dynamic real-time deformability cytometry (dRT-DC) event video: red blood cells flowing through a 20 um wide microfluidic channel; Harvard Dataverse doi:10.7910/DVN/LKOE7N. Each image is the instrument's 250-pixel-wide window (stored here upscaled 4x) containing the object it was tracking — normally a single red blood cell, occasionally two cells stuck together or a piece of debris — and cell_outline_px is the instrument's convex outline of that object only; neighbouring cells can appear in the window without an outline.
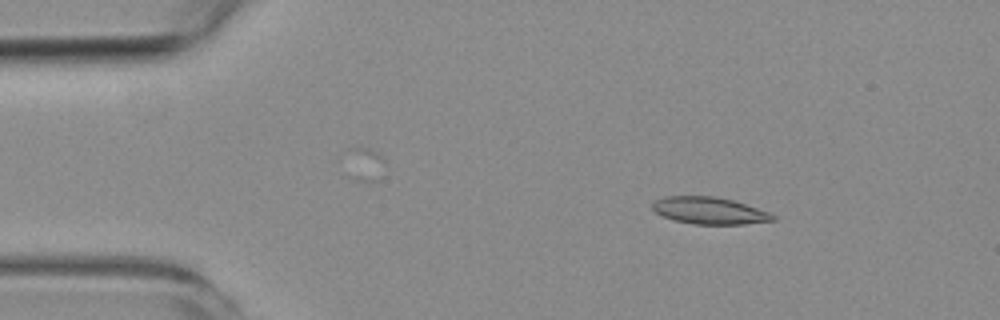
{"species": "common noctule bat (a hibernating species)", "species_latin": "Nyctalus noctula", "temperature_condition": "room temperature", "stored_images_in_passage": 5, "camera_frame_rate_fps": 3000, "um_per_image_px": 0.085, "animal": {"sex": "female", "body_mass_g": 19.3, "forearm_length_mm": 54.1}, "frame": {"image": 1, "passage_image": 3, "time_ms": 2.333, "image_size_px": [1000, 320], "cell_outline_px": [[776, 220], [744, 224], [692, 224], [672, 220], [656, 212], [652, 208], [652, 204], [656, 200], [664, 196], [716, 196], [732, 200], [768, 212], [776, 216]], "centroid_in_image_um": [60.28, 17.9], "position_along_channel_um": 24.7, "area_um2": 18.84}}